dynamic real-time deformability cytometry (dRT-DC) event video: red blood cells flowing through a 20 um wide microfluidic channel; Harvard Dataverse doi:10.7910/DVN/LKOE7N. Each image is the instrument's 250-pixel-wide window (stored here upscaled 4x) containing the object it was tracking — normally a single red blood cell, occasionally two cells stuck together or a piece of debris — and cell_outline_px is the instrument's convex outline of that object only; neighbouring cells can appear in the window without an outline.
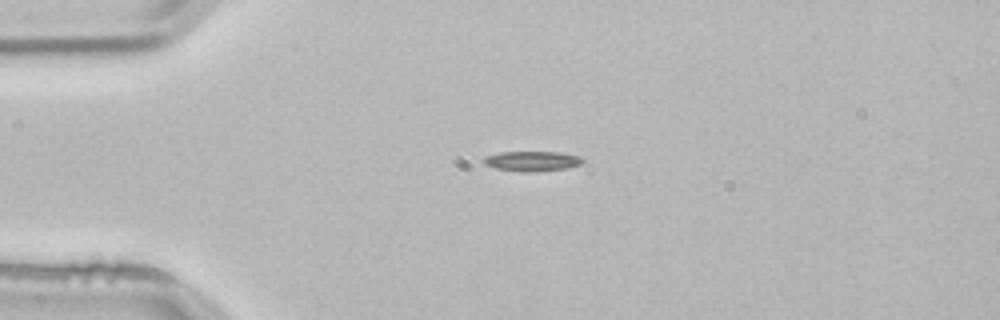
{"species": "common noctule bat (a hibernating species)", "species_latin": "Nyctalus noctula", "temperature_condition": "room temperature", "stored_images_in_passage": 2, "camera_frame_rate_fps": 3000, "um_per_image_px": 0.085, "animal": {"sex": "male", "body_mass_g": 21.5, "forearm_length_mm": 52.0}, "frame": {"image": 1, "passage_image": 1, "time_ms": 0.0, "image_size_px": [1000, 320], "cell_outline_px": [[584, 160], [580, 164], [568, 168], [536, 172], [520, 172], [496, 168], [484, 164], [484, 156], [500, 152], [556, 152], [580, 156]], "centroid_in_image_um": [45.22, 13.7], "position_along_channel_um": 39.8, "area_um2": 11.56}}